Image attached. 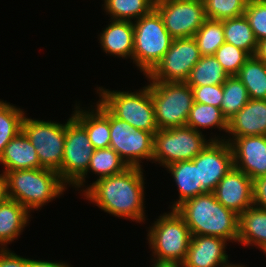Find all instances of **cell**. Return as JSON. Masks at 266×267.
<instances>
[{"label": "cell", "instance_id": "obj_11", "mask_svg": "<svg viewBox=\"0 0 266 267\" xmlns=\"http://www.w3.org/2000/svg\"><path fill=\"white\" fill-rule=\"evenodd\" d=\"M201 57L193 37L173 39L169 50L145 78L149 82H185Z\"/></svg>", "mask_w": 266, "mask_h": 267}, {"label": "cell", "instance_id": "obj_32", "mask_svg": "<svg viewBox=\"0 0 266 267\" xmlns=\"http://www.w3.org/2000/svg\"><path fill=\"white\" fill-rule=\"evenodd\" d=\"M25 112L0 99V155L7 144L21 132Z\"/></svg>", "mask_w": 266, "mask_h": 267}, {"label": "cell", "instance_id": "obj_18", "mask_svg": "<svg viewBox=\"0 0 266 267\" xmlns=\"http://www.w3.org/2000/svg\"><path fill=\"white\" fill-rule=\"evenodd\" d=\"M227 133L230 138L266 135V100L249 99L228 121Z\"/></svg>", "mask_w": 266, "mask_h": 267}, {"label": "cell", "instance_id": "obj_5", "mask_svg": "<svg viewBox=\"0 0 266 267\" xmlns=\"http://www.w3.org/2000/svg\"><path fill=\"white\" fill-rule=\"evenodd\" d=\"M158 218L147 233L153 261L182 264L192 237L190 229L176 210Z\"/></svg>", "mask_w": 266, "mask_h": 267}, {"label": "cell", "instance_id": "obj_23", "mask_svg": "<svg viewBox=\"0 0 266 267\" xmlns=\"http://www.w3.org/2000/svg\"><path fill=\"white\" fill-rule=\"evenodd\" d=\"M30 212L17 201L8 198L0 204V249L7 248L21 235L30 219Z\"/></svg>", "mask_w": 266, "mask_h": 267}, {"label": "cell", "instance_id": "obj_3", "mask_svg": "<svg viewBox=\"0 0 266 267\" xmlns=\"http://www.w3.org/2000/svg\"><path fill=\"white\" fill-rule=\"evenodd\" d=\"M8 197L17 201L29 212L63 195L66 184L53 170L22 169L6 171ZM41 207V208H40Z\"/></svg>", "mask_w": 266, "mask_h": 267}, {"label": "cell", "instance_id": "obj_28", "mask_svg": "<svg viewBox=\"0 0 266 267\" xmlns=\"http://www.w3.org/2000/svg\"><path fill=\"white\" fill-rule=\"evenodd\" d=\"M229 76L214 55L202 56L189 73L186 83L190 87L223 84Z\"/></svg>", "mask_w": 266, "mask_h": 267}, {"label": "cell", "instance_id": "obj_6", "mask_svg": "<svg viewBox=\"0 0 266 267\" xmlns=\"http://www.w3.org/2000/svg\"><path fill=\"white\" fill-rule=\"evenodd\" d=\"M132 22L134 27L133 63L146 76L169 50L173 38L155 9Z\"/></svg>", "mask_w": 266, "mask_h": 267}, {"label": "cell", "instance_id": "obj_30", "mask_svg": "<svg viewBox=\"0 0 266 267\" xmlns=\"http://www.w3.org/2000/svg\"><path fill=\"white\" fill-rule=\"evenodd\" d=\"M186 126L193 128L195 131L202 132L200 129L218 128L220 131L228 130V121L223 116L221 109L206 105L199 102H194L189 113Z\"/></svg>", "mask_w": 266, "mask_h": 267}, {"label": "cell", "instance_id": "obj_25", "mask_svg": "<svg viewBox=\"0 0 266 267\" xmlns=\"http://www.w3.org/2000/svg\"><path fill=\"white\" fill-rule=\"evenodd\" d=\"M127 164L121 159V157L111 148H103L94 150L93 156L90 159V163L85 173L73 186L75 188H83L85 179L91 171L98 175V179L109 177L111 175L119 174L127 169Z\"/></svg>", "mask_w": 266, "mask_h": 267}, {"label": "cell", "instance_id": "obj_1", "mask_svg": "<svg viewBox=\"0 0 266 267\" xmlns=\"http://www.w3.org/2000/svg\"><path fill=\"white\" fill-rule=\"evenodd\" d=\"M143 169L128 167L123 172L96 180L81 191L88 201L115 217L145 221Z\"/></svg>", "mask_w": 266, "mask_h": 267}, {"label": "cell", "instance_id": "obj_27", "mask_svg": "<svg viewBox=\"0 0 266 267\" xmlns=\"http://www.w3.org/2000/svg\"><path fill=\"white\" fill-rule=\"evenodd\" d=\"M225 42L246 51L254 56L258 41L245 15L223 20Z\"/></svg>", "mask_w": 266, "mask_h": 267}, {"label": "cell", "instance_id": "obj_29", "mask_svg": "<svg viewBox=\"0 0 266 267\" xmlns=\"http://www.w3.org/2000/svg\"><path fill=\"white\" fill-rule=\"evenodd\" d=\"M103 5L111 20L136 21L154 9L155 0H104Z\"/></svg>", "mask_w": 266, "mask_h": 267}, {"label": "cell", "instance_id": "obj_35", "mask_svg": "<svg viewBox=\"0 0 266 267\" xmlns=\"http://www.w3.org/2000/svg\"><path fill=\"white\" fill-rule=\"evenodd\" d=\"M214 57L221 64L228 76H236L250 55L243 49L224 42L217 49Z\"/></svg>", "mask_w": 266, "mask_h": 267}, {"label": "cell", "instance_id": "obj_41", "mask_svg": "<svg viewBox=\"0 0 266 267\" xmlns=\"http://www.w3.org/2000/svg\"><path fill=\"white\" fill-rule=\"evenodd\" d=\"M8 187L6 174L3 172L0 174V204L8 199Z\"/></svg>", "mask_w": 266, "mask_h": 267}, {"label": "cell", "instance_id": "obj_42", "mask_svg": "<svg viewBox=\"0 0 266 267\" xmlns=\"http://www.w3.org/2000/svg\"><path fill=\"white\" fill-rule=\"evenodd\" d=\"M255 56L262 62L266 63V39L258 42Z\"/></svg>", "mask_w": 266, "mask_h": 267}, {"label": "cell", "instance_id": "obj_36", "mask_svg": "<svg viewBox=\"0 0 266 267\" xmlns=\"http://www.w3.org/2000/svg\"><path fill=\"white\" fill-rule=\"evenodd\" d=\"M244 15L257 41L266 39V0H249Z\"/></svg>", "mask_w": 266, "mask_h": 267}, {"label": "cell", "instance_id": "obj_2", "mask_svg": "<svg viewBox=\"0 0 266 267\" xmlns=\"http://www.w3.org/2000/svg\"><path fill=\"white\" fill-rule=\"evenodd\" d=\"M175 210L184 219L192 236H215L237 243L239 216L218 202L213 192L188 199Z\"/></svg>", "mask_w": 266, "mask_h": 267}, {"label": "cell", "instance_id": "obj_14", "mask_svg": "<svg viewBox=\"0 0 266 267\" xmlns=\"http://www.w3.org/2000/svg\"><path fill=\"white\" fill-rule=\"evenodd\" d=\"M192 161L198 166L199 181L205 192H214L219 181L234 167L230 144L211 140Z\"/></svg>", "mask_w": 266, "mask_h": 267}, {"label": "cell", "instance_id": "obj_16", "mask_svg": "<svg viewBox=\"0 0 266 267\" xmlns=\"http://www.w3.org/2000/svg\"><path fill=\"white\" fill-rule=\"evenodd\" d=\"M213 193L218 202L238 216L254 205L253 180L236 167L219 181Z\"/></svg>", "mask_w": 266, "mask_h": 267}, {"label": "cell", "instance_id": "obj_10", "mask_svg": "<svg viewBox=\"0 0 266 267\" xmlns=\"http://www.w3.org/2000/svg\"><path fill=\"white\" fill-rule=\"evenodd\" d=\"M154 9L173 39L194 37L207 19L203 0H155Z\"/></svg>", "mask_w": 266, "mask_h": 267}, {"label": "cell", "instance_id": "obj_39", "mask_svg": "<svg viewBox=\"0 0 266 267\" xmlns=\"http://www.w3.org/2000/svg\"><path fill=\"white\" fill-rule=\"evenodd\" d=\"M254 205L266 209V176L253 181Z\"/></svg>", "mask_w": 266, "mask_h": 267}, {"label": "cell", "instance_id": "obj_21", "mask_svg": "<svg viewBox=\"0 0 266 267\" xmlns=\"http://www.w3.org/2000/svg\"><path fill=\"white\" fill-rule=\"evenodd\" d=\"M0 163L5 167L2 171L4 173L6 171L41 168L36 149L22 131L4 148L0 155Z\"/></svg>", "mask_w": 266, "mask_h": 267}, {"label": "cell", "instance_id": "obj_12", "mask_svg": "<svg viewBox=\"0 0 266 267\" xmlns=\"http://www.w3.org/2000/svg\"><path fill=\"white\" fill-rule=\"evenodd\" d=\"M110 147L128 167L142 168L141 160H152L154 133L136 129L110 113Z\"/></svg>", "mask_w": 266, "mask_h": 267}, {"label": "cell", "instance_id": "obj_44", "mask_svg": "<svg viewBox=\"0 0 266 267\" xmlns=\"http://www.w3.org/2000/svg\"><path fill=\"white\" fill-rule=\"evenodd\" d=\"M221 267H245V265H238V264H230V263H227L226 265H223Z\"/></svg>", "mask_w": 266, "mask_h": 267}, {"label": "cell", "instance_id": "obj_24", "mask_svg": "<svg viewBox=\"0 0 266 267\" xmlns=\"http://www.w3.org/2000/svg\"><path fill=\"white\" fill-rule=\"evenodd\" d=\"M165 168L169 169L179 191V199L174 201L171 210L188 199L205 193L199 181L198 166L192 160L175 162Z\"/></svg>", "mask_w": 266, "mask_h": 267}, {"label": "cell", "instance_id": "obj_20", "mask_svg": "<svg viewBox=\"0 0 266 267\" xmlns=\"http://www.w3.org/2000/svg\"><path fill=\"white\" fill-rule=\"evenodd\" d=\"M100 33L99 42L106 54L133 60L134 27L132 21L110 20Z\"/></svg>", "mask_w": 266, "mask_h": 267}, {"label": "cell", "instance_id": "obj_22", "mask_svg": "<svg viewBox=\"0 0 266 267\" xmlns=\"http://www.w3.org/2000/svg\"><path fill=\"white\" fill-rule=\"evenodd\" d=\"M237 243L255 246L266 254V209L252 205L239 215Z\"/></svg>", "mask_w": 266, "mask_h": 267}, {"label": "cell", "instance_id": "obj_33", "mask_svg": "<svg viewBox=\"0 0 266 267\" xmlns=\"http://www.w3.org/2000/svg\"><path fill=\"white\" fill-rule=\"evenodd\" d=\"M193 38L202 56L214 55L225 42L223 22L207 18Z\"/></svg>", "mask_w": 266, "mask_h": 267}, {"label": "cell", "instance_id": "obj_38", "mask_svg": "<svg viewBox=\"0 0 266 267\" xmlns=\"http://www.w3.org/2000/svg\"><path fill=\"white\" fill-rule=\"evenodd\" d=\"M0 267H28V258L11 252L9 248L0 249Z\"/></svg>", "mask_w": 266, "mask_h": 267}, {"label": "cell", "instance_id": "obj_7", "mask_svg": "<svg viewBox=\"0 0 266 267\" xmlns=\"http://www.w3.org/2000/svg\"><path fill=\"white\" fill-rule=\"evenodd\" d=\"M211 140H223V136L221 138L215 136L206 140L202 132L195 131L186 125L158 129V132L154 134L152 161L159 162L160 166L165 168L175 162L192 160Z\"/></svg>", "mask_w": 266, "mask_h": 267}, {"label": "cell", "instance_id": "obj_31", "mask_svg": "<svg viewBox=\"0 0 266 267\" xmlns=\"http://www.w3.org/2000/svg\"><path fill=\"white\" fill-rule=\"evenodd\" d=\"M246 87L237 76H229L223 83L221 112L229 121L249 101Z\"/></svg>", "mask_w": 266, "mask_h": 267}, {"label": "cell", "instance_id": "obj_4", "mask_svg": "<svg viewBox=\"0 0 266 267\" xmlns=\"http://www.w3.org/2000/svg\"><path fill=\"white\" fill-rule=\"evenodd\" d=\"M142 88L136 92L111 91L103 87H97L96 89L101 98L98 101L114 117L124 120L136 129L156 134L158 127L150 93V84Z\"/></svg>", "mask_w": 266, "mask_h": 267}, {"label": "cell", "instance_id": "obj_15", "mask_svg": "<svg viewBox=\"0 0 266 267\" xmlns=\"http://www.w3.org/2000/svg\"><path fill=\"white\" fill-rule=\"evenodd\" d=\"M232 149L234 167L253 181L266 176V135L223 139Z\"/></svg>", "mask_w": 266, "mask_h": 267}, {"label": "cell", "instance_id": "obj_34", "mask_svg": "<svg viewBox=\"0 0 266 267\" xmlns=\"http://www.w3.org/2000/svg\"><path fill=\"white\" fill-rule=\"evenodd\" d=\"M249 0H203L208 19L226 20L244 15Z\"/></svg>", "mask_w": 266, "mask_h": 267}, {"label": "cell", "instance_id": "obj_19", "mask_svg": "<svg viewBox=\"0 0 266 267\" xmlns=\"http://www.w3.org/2000/svg\"><path fill=\"white\" fill-rule=\"evenodd\" d=\"M97 108L82 110L75 104L73 117L86 129L94 149L110 147V112L98 101Z\"/></svg>", "mask_w": 266, "mask_h": 267}, {"label": "cell", "instance_id": "obj_40", "mask_svg": "<svg viewBox=\"0 0 266 267\" xmlns=\"http://www.w3.org/2000/svg\"><path fill=\"white\" fill-rule=\"evenodd\" d=\"M28 267H71V265L65 262L41 261L28 258Z\"/></svg>", "mask_w": 266, "mask_h": 267}, {"label": "cell", "instance_id": "obj_37", "mask_svg": "<svg viewBox=\"0 0 266 267\" xmlns=\"http://www.w3.org/2000/svg\"><path fill=\"white\" fill-rule=\"evenodd\" d=\"M193 91L194 102L221 108L223 99V84L208 85L200 87H191Z\"/></svg>", "mask_w": 266, "mask_h": 267}, {"label": "cell", "instance_id": "obj_43", "mask_svg": "<svg viewBox=\"0 0 266 267\" xmlns=\"http://www.w3.org/2000/svg\"><path fill=\"white\" fill-rule=\"evenodd\" d=\"M152 267H182L181 264L177 263H166V262H155Z\"/></svg>", "mask_w": 266, "mask_h": 267}, {"label": "cell", "instance_id": "obj_9", "mask_svg": "<svg viewBox=\"0 0 266 267\" xmlns=\"http://www.w3.org/2000/svg\"><path fill=\"white\" fill-rule=\"evenodd\" d=\"M21 131L36 149L41 168L57 172L62 180L66 123L35 120L24 115Z\"/></svg>", "mask_w": 266, "mask_h": 267}, {"label": "cell", "instance_id": "obj_13", "mask_svg": "<svg viewBox=\"0 0 266 267\" xmlns=\"http://www.w3.org/2000/svg\"><path fill=\"white\" fill-rule=\"evenodd\" d=\"M86 129L73 117L66 122L62 181L73 186L85 173L94 153Z\"/></svg>", "mask_w": 266, "mask_h": 267}, {"label": "cell", "instance_id": "obj_8", "mask_svg": "<svg viewBox=\"0 0 266 267\" xmlns=\"http://www.w3.org/2000/svg\"><path fill=\"white\" fill-rule=\"evenodd\" d=\"M158 129L185 126L194 103L186 82H149Z\"/></svg>", "mask_w": 266, "mask_h": 267}, {"label": "cell", "instance_id": "obj_26", "mask_svg": "<svg viewBox=\"0 0 266 267\" xmlns=\"http://www.w3.org/2000/svg\"><path fill=\"white\" fill-rule=\"evenodd\" d=\"M247 89L250 99L266 100V63L250 56L236 75Z\"/></svg>", "mask_w": 266, "mask_h": 267}, {"label": "cell", "instance_id": "obj_17", "mask_svg": "<svg viewBox=\"0 0 266 267\" xmlns=\"http://www.w3.org/2000/svg\"><path fill=\"white\" fill-rule=\"evenodd\" d=\"M227 240L207 235L192 236L182 267H221L229 263Z\"/></svg>", "mask_w": 266, "mask_h": 267}]
</instances>
